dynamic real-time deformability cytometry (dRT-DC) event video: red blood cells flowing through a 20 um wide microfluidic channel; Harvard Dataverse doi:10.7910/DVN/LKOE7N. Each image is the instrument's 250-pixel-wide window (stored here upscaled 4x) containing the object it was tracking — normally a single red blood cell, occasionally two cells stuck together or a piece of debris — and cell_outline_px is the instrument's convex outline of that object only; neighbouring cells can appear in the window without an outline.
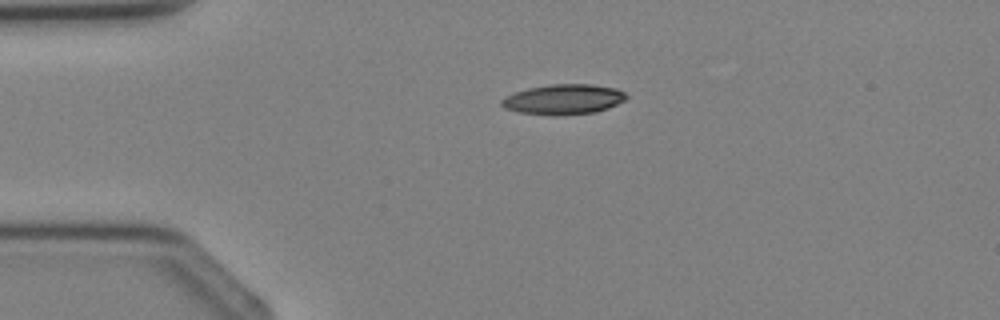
{"species": "Egyptian fruit bat (a non-hibernating species)", "species_latin": "Rousettus aegyptiacus", "temperature_condition": "cold", "stored_images_in_passage": 4, "camera_frame_rate_fps": 3000, "um_per_image_px": 0.085, "animal": {"sex": "female"}, "frame": {"image": 1, "passage_image": 4, "time_ms": 3.667, "image_size_px": [1000, 320], "cell_outline_px": [[628, 96], [624, 100], [608, 108], [596, 112], [556, 116], [520, 112], [504, 108], [500, 104], [500, 100], [504, 96], [528, 88], [548, 84], [592, 84], [616, 88], [624, 92]], "centroid_in_image_um": [47.88, 8.44], "position_along_channel_um": 37.1, "area_um2": 22.02}}